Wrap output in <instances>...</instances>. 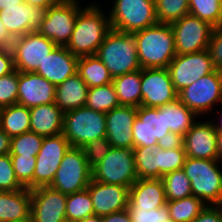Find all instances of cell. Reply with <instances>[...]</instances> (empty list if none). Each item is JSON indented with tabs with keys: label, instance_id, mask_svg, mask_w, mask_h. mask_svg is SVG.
<instances>
[{
	"label": "cell",
	"instance_id": "1",
	"mask_svg": "<svg viewBox=\"0 0 222 222\" xmlns=\"http://www.w3.org/2000/svg\"><path fill=\"white\" fill-rule=\"evenodd\" d=\"M94 1L79 10L71 39L66 48L75 56L96 55L105 36L111 30L106 16Z\"/></svg>",
	"mask_w": 222,
	"mask_h": 222
},
{
	"label": "cell",
	"instance_id": "2",
	"mask_svg": "<svg viewBox=\"0 0 222 222\" xmlns=\"http://www.w3.org/2000/svg\"><path fill=\"white\" fill-rule=\"evenodd\" d=\"M132 34L141 68H167L176 56L175 37L170 24L157 23Z\"/></svg>",
	"mask_w": 222,
	"mask_h": 222
},
{
	"label": "cell",
	"instance_id": "3",
	"mask_svg": "<svg viewBox=\"0 0 222 222\" xmlns=\"http://www.w3.org/2000/svg\"><path fill=\"white\" fill-rule=\"evenodd\" d=\"M96 56L104 63L113 78L141 69L134 35L111 29Z\"/></svg>",
	"mask_w": 222,
	"mask_h": 222
},
{
	"label": "cell",
	"instance_id": "4",
	"mask_svg": "<svg viewBox=\"0 0 222 222\" xmlns=\"http://www.w3.org/2000/svg\"><path fill=\"white\" fill-rule=\"evenodd\" d=\"M218 160L186 156L183 170L190 179L192 195L206 205H222V171Z\"/></svg>",
	"mask_w": 222,
	"mask_h": 222
},
{
	"label": "cell",
	"instance_id": "5",
	"mask_svg": "<svg viewBox=\"0 0 222 222\" xmlns=\"http://www.w3.org/2000/svg\"><path fill=\"white\" fill-rule=\"evenodd\" d=\"M62 134L71 147L82 148L90 141L106 137V114L86 106L67 111L63 115Z\"/></svg>",
	"mask_w": 222,
	"mask_h": 222
},
{
	"label": "cell",
	"instance_id": "6",
	"mask_svg": "<svg viewBox=\"0 0 222 222\" xmlns=\"http://www.w3.org/2000/svg\"><path fill=\"white\" fill-rule=\"evenodd\" d=\"M109 15L111 29L134 33L158 23L155 0H114Z\"/></svg>",
	"mask_w": 222,
	"mask_h": 222
},
{
	"label": "cell",
	"instance_id": "7",
	"mask_svg": "<svg viewBox=\"0 0 222 222\" xmlns=\"http://www.w3.org/2000/svg\"><path fill=\"white\" fill-rule=\"evenodd\" d=\"M92 180L89 166L82 148L70 147L57 169L51 188L63 194H73L87 189Z\"/></svg>",
	"mask_w": 222,
	"mask_h": 222
},
{
	"label": "cell",
	"instance_id": "8",
	"mask_svg": "<svg viewBox=\"0 0 222 222\" xmlns=\"http://www.w3.org/2000/svg\"><path fill=\"white\" fill-rule=\"evenodd\" d=\"M138 179L133 149L111 147L107 155L92 168V180L131 187Z\"/></svg>",
	"mask_w": 222,
	"mask_h": 222
},
{
	"label": "cell",
	"instance_id": "9",
	"mask_svg": "<svg viewBox=\"0 0 222 222\" xmlns=\"http://www.w3.org/2000/svg\"><path fill=\"white\" fill-rule=\"evenodd\" d=\"M178 98L197 116H205L214 105L222 104V71L215 70L201 77L178 93ZM210 111V112H209Z\"/></svg>",
	"mask_w": 222,
	"mask_h": 222
},
{
	"label": "cell",
	"instance_id": "10",
	"mask_svg": "<svg viewBox=\"0 0 222 222\" xmlns=\"http://www.w3.org/2000/svg\"><path fill=\"white\" fill-rule=\"evenodd\" d=\"M79 0H61L58 4L46 10L43 22L36 30L57 46H67L69 43L79 10L82 8Z\"/></svg>",
	"mask_w": 222,
	"mask_h": 222
},
{
	"label": "cell",
	"instance_id": "11",
	"mask_svg": "<svg viewBox=\"0 0 222 222\" xmlns=\"http://www.w3.org/2000/svg\"><path fill=\"white\" fill-rule=\"evenodd\" d=\"M57 45L37 31L13 39L11 51L19 72H35Z\"/></svg>",
	"mask_w": 222,
	"mask_h": 222
},
{
	"label": "cell",
	"instance_id": "12",
	"mask_svg": "<svg viewBox=\"0 0 222 222\" xmlns=\"http://www.w3.org/2000/svg\"><path fill=\"white\" fill-rule=\"evenodd\" d=\"M170 25L174 32L176 55L197 53L208 48L214 29L209 23L189 13Z\"/></svg>",
	"mask_w": 222,
	"mask_h": 222
},
{
	"label": "cell",
	"instance_id": "13",
	"mask_svg": "<svg viewBox=\"0 0 222 222\" xmlns=\"http://www.w3.org/2000/svg\"><path fill=\"white\" fill-rule=\"evenodd\" d=\"M167 69L178 93L216 70L207 49L197 53L176 55Z\"/></svg>",
	"mask_w": 222,
	"mask_h": 222
},
{
	"label": "cell",
	"instance_id": "14",
	"mask_svg": "<svg viewBox=\"0 0 222 222\" xmlns=\"http://www.w3.org/2000/svg\"><path fill=\"white\" fill-rule=\"evenodd\" d=\"M70 147V143L62 133L43 138L42 146L36 156L33 189L51 185L55 173Z\"/></svg>",
	"mask_w": 222,
	"mask_h": 222
},
{
	"label": "cell",
	"instance_id": "15",
	"mask_svg": "<svg viewBox=\"0 0 222 222\" xmlns=\"http://www.w3.org/2000/svg\"><path fill=\"white\" fill-rule=\"evenodd\" d=\"M141 106L160 107L178 98L167 68H142Z\"/></svg>",
	"mask_w": 222,
	"mask_h": 222
},
{
	"label": "cell",
	"instance_id": "16",
	"mask_svg": "<svg viewBox=\"0 0 222 222\" xmlns=\"http://www.w3.org/2000/svg\"><path fill=\"white\" fill-rule=\"evenodd\" d=\"M165 121V105L160 107H137L132 126L134 147L157 145L161 137L169 133Z\"/></svg>",
	"mask_w": 222,
	"mask_h": 222
},
{
	"label": "cell",
	"instance_id": "17",
	"mask_svg": "<svg viewBox=\"0 0 222 222\" xmlns=\"http://www.w3.org/2000/svg\"><path fill=\"white\" fill-rule=\"evenodd\" d=\"M32 222H67V195L50 186H41L30 190Z\"/></svg>",
	"mask_w": 222,
	"mask_h": 222
},
{
	"label": "cell",
	"instance_id": "18",
	"mask_svg": "<svg viewBox=\"0 0 222 222\" xmlns=\"http://www.w3.org/2000/svg\"><path fill=\"white\" fill-rule=\"evenodd\" d=\"M46 8L32 6L26 2L7 7L0 11V20L13 37L23 36L36 31L43 22Z\"/></svg>",
	"mask_w": 222,
	"mask_h": 222
},
{
	"label": "cell",
	"instance_id": "19",
	"mask_svg": "<svg viewBox=\"0 0 222 222\" xmlns=\"http://www.w3.org/2000/svg\"><path fill=\"white\" fill-rule=\"evenodd\" d=\"M183 146L188 157L217 160V132L213 122L196 121L183 136Z\"/></svg>",
	"mask_w": 222,
	"mask_h": 222
},
{
	"label": "cell",
	"instance_id": "20",
	"mask_svg": "<svg viewBox=\"0 0 222 222\" xmlns=\"http://www.w3.org/2000/svg\"><path fill=\"white\" fill-rule=\"evenodd\" d=\"M87 189L93 202L95 215L102 217L127 209L129 187L91 180Z\"/></svg>",
	"mask_w": 222,
	"mask_h": 222
},
{
	"label": "cell",
	"instance_id": "21",
	"mask_svg": "<svg viewBox=\"0 0 222 222\" xmlns=\"http://www.w3.org/2000/svg\"><path fill=\"white\" fill-rule=\"evenodd\" d=\"M56 86L34 72H19L17 103L36 107L55 103Z\"/></svg>",
	"mask_w": 222,
	"mask_h": 222
},
{
	"label": "cell",
	"instance_id": "22",
	"mask_svg": "<svg viewBox=\"0 0 222 222\" xmlns=\"http://www.w3.org/2000/svg\"><path fill=\"white\" fill-rule=\"evenodd\" d=\"M137 108L119 106L106 113V138L115 148H134L132 126Z\"/></svg>",
	"mask_w": 222,
	"mask_h": 222
},
{
	"label": "cell",
	"instance_id": "23",
	"mask_svg": "<svg viewBox=\"0 0 222 222\" xmlns=\"http://www.w3.org/2000/svg\"><path fill=\"white\" fill-rule=\"evenodd\" d=\"M78 59L65 46H56L34 73L57 86L77 73Z\"/></svg>",
	"mask_w": 222,
	"mask_h": 222
},
{
	"label": "cell",
	"instance_id": "24",
	"mask_svg": "<svg viewBox=\"0 0 222 222\" xmlns=\"http://www.w3.org/2000/svg\"><path fill=\"white\" fill-rule=\"evenodd\" d=\"M167 203L162 179H137L130 187L127 209H155Z\"/></svg>",
	"mask_w": 222,
	"mask_h": 222
},
{
	"label": "cell",
	"instance_id": "25",
	"mask_svg": "<svg viewBox=\"0 0 222 222\" xmlns=\"http://www.w3.org/2000/svg\"><path fill=\"white\" fill-rule=\"evenodd\" d=\"M31 193L24 187L18 191H0V222H21L30 219Z\"/></svg>",
	"mask_w": 222,
	"mask_h": 222
},
{
	"label": "cell",
	"instance_id": "26",
	"mask_svg": "<svg viewBox=\"0 0 222 222\" xmlns=\"http://www.w3.org/2000/svg\"><path fill=\"white\" fill-rule=\"evenodd\" d=\"M29 111L30 131L43 137L62 133L64 112L55 103L32 107Z\"/></svg>",
	"mask_w": 222,
	"mask_h": 222
},
{
	"label": "cell",
	"instance_id": "27",
	"mask_svg": "<svg viewBox=\"0 0 222 222\" xmlns=\"http://www.w3.org/2000/svg\"><path fill=\"white\" fill-rule=\"evenodd\" d=\"M88 89L84 80L75 73L56 86L55 104L64 113L83 107L86 105Z\"/></svg>",
	"mask_w": 222,
	"mask_h": 222
},
{
	"label": "cell",
	"instance_id": "28",
	"mask_svg": "<svg viewBox=\"0 0 222 222\" xmlns=\"http://www.w3.org/2000/svg\"><path fill=\"white\" fill-rule=\"evenodd\" d=\"M141 77L142 68L138 71L113 78L112 84L120 106H132L136 108L141 106Z\"/></svg>",
	"mask_w": 222,
	"mask_h": 222
},
{
	"label": "cell",
	"instance_id": "29",
	"mask_svg": "<svg viewBox=\"0 0 222 222\" xmlns=\"http://www.w3.org/2000/svg\"><path fill=\"white\" fill-rule=\"evenodd\" d=\"M196 119L198 120V116L179 98L165 104L166 128L172 133L184 136L197 121Z\"/></svg>",
	"mask_w": 222,
	"mask_h": 222
},
{
	"label": "cell",
	"instance_id": "30",
	"mask_svg": "<svg viewBox=\"0 0 222 222\" xmlns=\"http://www.w3.org/2000/svg\"><path fill=\"white\" fill-rule=\"evenodd\" d=\"M77 73L89 88L106 85L113 81L109 70L96 55L79 57Z\"/></svg>",
	"mask_w": 222,
	"mask_h": 222
},
{
	"label": "cell",
	"instance_id": "31",
	"mask_svg": "<svg viewBox=\"0 0 222 222\" xmlns=\"http://www.w3.org/2000/svg\"><path fill=\"white\" fill-rule=\"evenodd\" d=\"M0 128L10 137L30 131L29 108L18 103L1 108Z\"/></svg>",
	"mask_w": 222,
	"mask_h": 222
},
{
	"label": "cell",
	"instance_id": "32",
	"mask_svg": "<svg viewBox=\"0 0 222 222\" xmlns=\"http://www.w3.org/2000/svg\"><path fill=\"white\" fill-rule=\"evenodd\" d=\"M170 220L174 222H192L207 206L200 198L189 196L166 203Z\"/></svg>",
	"mask_w": 222,
	"mask_h": 222
},
{
	"label": "cell",
	"instance_id": "33",
	"mask_svg": "<svg viewBox=\"0 0 222 222\" xmlns=\"http://www.w3.org/2000/svg\"><path fill=\"white\" fill-rule=\"evenodd\" d=\"M85 106L105 114L113 108L119 107V100L113 84L89 88Z\"/></svg>",
	"mask_w": 222,
	"mask_h": 222
},
{
	"label": "cell",
	"instance_id": "34",
	"mask_svg": "<svg viewBox=\"0 0 222 222\" xmlns=\"http://www.w3.org/2000/svg\"><path fill=\"white\" fill-rule=\"evenodd\" d=\"M92 215H94L93 202L88 189L67 195V222H76Z\"/></svg>",
	"mask_w": 222,
	"mask_h": 222
},
{
	"label": "cell",
	"instance_id": "35",
	"mask_svg": "<svg viewBox=\"0 0 222 222\" xmlns=\"http://www.w3.org/2000/svg\"><path fill=\"white\" fill-rule=\"evenodd\" d=\"M157 145L134 147V161L138 179H158L156 167Z\"/></svg>",
	"mask_w": 222,
	"mask_h": 222
},
{
	"label": "cell",
	"instance_id": "36",
	"mask_svg": "<svg viewBox=\"0 0 222 222\" xmlns=\"http://www.w3.org/2000/svg\"><path fill=\"white\" fill-rule=\"evenodd\" d=\"M167 201L192 196L190 179L183 169L165 174L162 178Z\"/></svg>",
	"mask_w": 222,
	"mask_h": 222
},
{
	"label": "cell",
	"instance_id": "37",
	"mask_svg": "<svg viewBox=\"0 0 222 222\" xmlns=\"http://www.w3.org/2000/svg\"><path fill=\"white\" fill-rule=\"evenodd\" d=\"M189 13L216 28L222 25V0H189Z\"/></svg>",
	"mask_w": 222,
	"mask_h": 222
},
{
	"label": "cell",
	"instance_id": "38",
	"mask_svg": "<svg viewBox=\"0 0 222 222\" xmlns=\"http://www.w3.org/2000/svg\"><path fill=\"white\" fill-rule=\"evenodd\" d=\"M186 159L184 146L177 149H156V167H158V179L175 170L183 169Z\"/></svg>",
	"mask_w": 222,
	"mask_h": 222
},
{
	"label": "cell",
	"instance_id": "39",
	"mask_svg": "<svg viewBox=\"0 0 222 222\" xmlns=\"http://www.w3.org/2000/svg\"><path fill=\"white\" fill-rule=\"evenodd\" d=\"M158 23L171 24L189 14V0H155Z\"/></svg>",
	"mask_w": 222,
	"mask_h": 222
},
{
	"label": "cell",
	"instance_id": "40",
	"mask_svg": "<svg viewBox=\"0 0 222 222\" xmlns=\"http://www.w3.org/2000/svg\"><path fill=\"white\" fill-rule=\"evenodd\" d=\"M43 138V136H40L33 131H28L21 135L11 137L10 154L37 156L42 146Z\"/></svg>",
	"mask_w": 222,
	"mask_h": 222
},
{
	"label": "cell",
	"instance_id": "41",
	"mask_svg": "<svg viewBox=\"0 0 222 222\" xmlns=\"http://www.w3.org/2000/svg\"><path fill=\"white\" fill-rule=\"evenodd\" d=\"M15 175L19 183L28 188L33 189V174L36 165V156H22L19 154H10Z\"/></svg>",
	"mask_w": 222,
	"mask_h": 222
},
{
	"label": "cell",
	"instance_id": "42",
	"mask_svg": "<svg viewBox=\"0 0 222 222\" xmlns=\"http://www.w3.org/2000/svg\"><path fill=\"white\" fill-rule=\"evenodd\" d=\"M18 76L16 69L0 77V109L17 104L18 99Z\"/></svg>",
	"mask_w": 222,
	"mask_h": 222
},
{
	"label": "cell",
	"instance_id": "43",
	"mask_svg": "<svg viewBox=\"0 0 222 222\" xmlns=\"http://www.w3.org/2000/svg\"><path fill=\"white\" fill-rule=\"evenodd\" d=\"M23 188L16 178L10 153L0 155V191H18Z\"/></svg>",
	"mask_w": 222,
	"mask_h": 222
},
{
	"label": "cell",
	"instance_id": "44",
	"mask_svg": "<svg viewBox=\"0 0 222 222\" xmlns=\"http://www.w3.org/2000/svg\"><path fill=\"white\" fill-rule=\"evenodd\" d=\"M132 222H168L170 215L165 204L155 209H127Z\"/></svg>",
	"mask_w": 222,
	"mask_h": 222
},
{
	"label": "cell",
	"instance_id": "45",
	"mask_svg": "<svg viewBox=\"0 0 222 222\" xmlns=\"http://www.w3.org/2000/svg\"><path fill=\"white\" fill-rule=\"evenodd\" d=\"M110 142L106 137L95 139L82 147L91 168L97 165L109 152Z\"/></svg>",
	"mask_w": 222,
	"mask_h": 222
},
{
	"label": "cell",
	"instance_id": "46",
	"mask_svg": "<svg viewBox=\"0 0 222 222\" xmlns=\"http://www.w3.org/2000/svg\"><path fill=\"white\" fill-rule=\"evenodd\" d=\"M207 50L215 68L222 71V25L213 29Z\"/></svg>",
	"mask_w": 222,
	"mask_h": 222
},
{
	"label": "cell",
	"instance_id": "47",
	"mask_svg": "<svg viewBox=\"0 0 222 222\" xmlns=\"http://www.w3.org/2000/svg\"><path fill=\"white\" fill-rule=\"evenodd\" d=\"M192 222H222V205H207Z\"/></svg>",
	"mask_w": 222,
	"mask_h": 222
},
{
	"label": "cell",
	"instance_id": "48",
	"mask_svg": "<svg viewBox=\"0 0 222 222\" xmlns=\"http://www.w3.org/2000/svg\"><path fill=\"white\" fill-rule=\"evenodd\" d=\"M183 147V136L169 132L158 140L157 148L177 149Z\"/></svg>",
	"mask_w": 222,
	"mask_h": 222
},
{
	"label": "cell",
	"instance_id": "49",
	"mask_svg": "<svg viewBox=\"0 0 222 222\" xmlns=\"http://www.w3.org/2000/svg\"><path fill=\"white\" fill-rule=\"evenodd\" d=\"M15 70L11 49H0V77Z\"/></svg>",
	"mask_w": 222,
	"mask_h": 222
},
{
	"label": "cell",
	"instance_id": "50",
	"mask_svg": "<svg viewBox=\"0 0 222 222\" xmlns=\"http://www.w3.org/2000/svg\"><path fill=\"white\" fill-rule=\"evenodd\" d=\"M101 222H132L127 209L101 217Z\"/></svg>",
	"mask_w": 222,
	"mask_h": 222
},
{
	"label": "cell",
	"instance_id": "51",
	"mask_svg": "<svg viewBox=\"0 0 222 222\" xmlns=\"http://www.w3.org/2000/svg\"><path fill=\"white\" fill-rule=\"evenodd\" d=\"M13 39L0 20V49H11Z\"/></svg>",
	"mask_w": 222,
	"mask_h": 222
},
{
	"label": "cell",
	"instance_id": "52",
	"mask_svg": "<svg viewBox=\"0 0 222 222\" xmlns=\"http://www.w3.org/2000/svg\"><path fill=\"white\" fill-rule=\"evenodd\" d=\"M11 151V137L0 128V155H5Z\"/></svg>",
	"mask_w": 222,
	"mask_h": 222
},
{
	"label": "cell",
	"instance_id": "53",
	"mask_svg": "<svg viewBox=\"0 0 222 222\" xmlns=\"http://www.w3.org/2000/svg\"><path fill=\"white\" fill-rule=\"evenodd\" d=\"M61 0H23L32 6H40L49 9L51 6L58 4Z\"/></svg>",
	"mask_w": 222,
	"mask_h": 222
},
{
	"label": "cell",
	"instance_id": "54",
	"mask_svg": "<svg viewBox=\"0 0 222 222\" xmlns=\"http://www.w3.org/2000/svg\"><path fill=\"white\" fill-rule=\"evenodd\" d=\"M23 0H0V11L7 7L16 6L21 4Z\"/></svg>",
	"mask_w": 222,
	"mask_h": 222
},
{
	"label": "cell",
	"instance_id": "55",
	"mask_svg": "<svg viewBox=\"0 0 222 222\" xmlns=\"http://www.w3.org/2000/svg\"><path fill=\"white\" fill-rule=\"evenodd\" d=\"M217 148H218L217 160L221 163L222 162V135H217Z\"/></svg>",
	"mask_w": 222,
	"mask_h": 222
},
{
	"label": "cell",
	"instance_id": "56",
	"mask_svg": "<svg viewBox=\"0 0 222 222\" xmlns=\"http://www.w3.org/2000/svg\"><path fill=\"white\" fill-rule=\"evenodd\" d=\"M221 108H222V106H221ZM220 114L222 115V112ZM221 115L217 116V118L220 116L219 123H216V122L214 123L213 119H211V121L213 122L214 128L217 132V135H222V116Z\"/></svg>",
	"mask_w": 222,
	"mask_h": 222
},
{
	"label": "cell",
	"instance_id": "57",
	"mask_svg": "<svg viewBox=\"0 0 222 222\" xmlns=\"http://www.w3.org/2000/svg\"><path fill=\"white\" fill-rule=\"evenodd\" d=\"M76 222H101V217L94 214Z\"/></svg>",
	"mask_w": 222,
	"mask_h": 222
},
{
	"label": "cell",
	"instance_id": "58",
	"mask_svg": "<svg viewBox=\"0 0 222 222\" xmlns=\"http://www.w3.org/2000/svg\"><path fill=\"white\" fill-rule=\"evenodd\" d=\"M21 222H32L31 219L25 220V221H21Z\"/></svg>",
	"mask_w": 222,
	"mask_h": 222
}]
</instances>
